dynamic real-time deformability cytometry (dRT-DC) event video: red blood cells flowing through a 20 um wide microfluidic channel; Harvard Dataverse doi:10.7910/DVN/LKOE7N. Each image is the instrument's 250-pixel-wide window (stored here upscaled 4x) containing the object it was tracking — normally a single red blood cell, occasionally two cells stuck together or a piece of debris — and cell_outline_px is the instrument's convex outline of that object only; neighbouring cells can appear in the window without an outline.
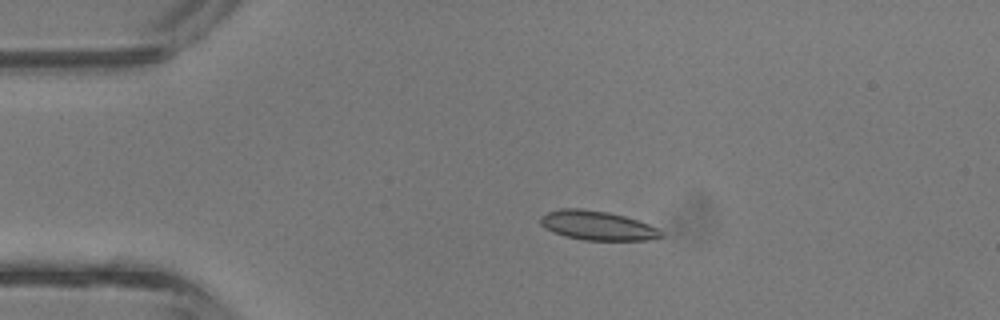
{"species": "common noctule bat (a hibernating species)", "species_latin": "Nyctalus noctula", "temperature_condition": "room temperature", "stored_images_in_passage": 3, "camera_frame_rate_fps": 3000, "um_per_image_px": 0.085, "animal": {"sex": "male", "body_mass_g": 13.3}, "frame": {"image": 1, "passage_image": 2, "time_ms": 0.333, "image_size_px": [1000, 320], "cell_outline_px": [[664, 236], [648, 240], [584, 240], [564, 236], [552, 232], [544, 228], [540, 224], [540, 216], [548, 212], [560, 208], [580, 208], [608, 212], [624, 216], [648, 224], [656, 228]], "centroid_in_image_um": [50.71, 19.17], "position_along_channel_um": 34.3, "area_um2": 20.52}}